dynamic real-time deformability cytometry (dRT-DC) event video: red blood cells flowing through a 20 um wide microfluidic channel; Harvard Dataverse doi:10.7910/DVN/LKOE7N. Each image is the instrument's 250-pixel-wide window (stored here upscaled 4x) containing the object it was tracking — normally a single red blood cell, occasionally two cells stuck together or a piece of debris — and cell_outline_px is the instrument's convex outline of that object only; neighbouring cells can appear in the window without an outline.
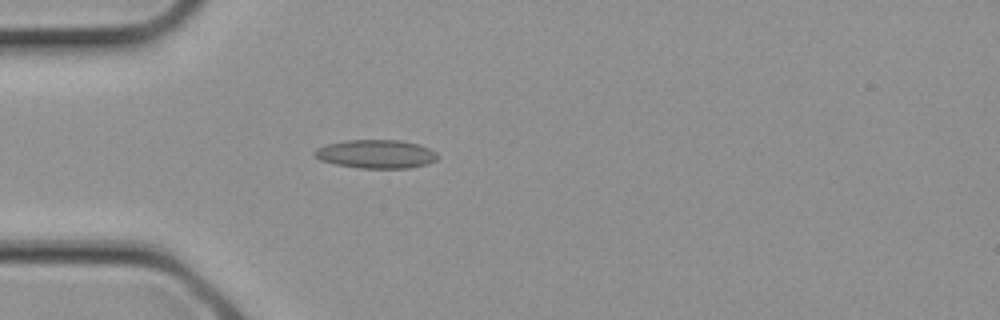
{"species": "common noctule bat (a hibernating species)", "species_latin": "Nyctalus noctula", "temperature_condition": "cold", "stored_images_in_passage": 16, "camera_frame_rate_fps": 3000, "um_per_image_px": 0.085, "animal": {"sex": "female", "body_mass_g": 21.9}, "frame": {"image": 1, "passage_image": 7, "time_ms": 2.0, "image_size_px": [1000, 320], "cell_outline_px": [[440, 156], [436, 160], [428, 164], [408, 168], [360, 168], [336, 164], [320, 160], [312, 152], [316, 148], [324, 144], [344, 140], [400, 140], [416, 144], [428, 148], [436, 152]], "centroid_in_image_um": [31.95, 13.09], "position_along_channel_um": 53.1, "area_um2": 20.58}}
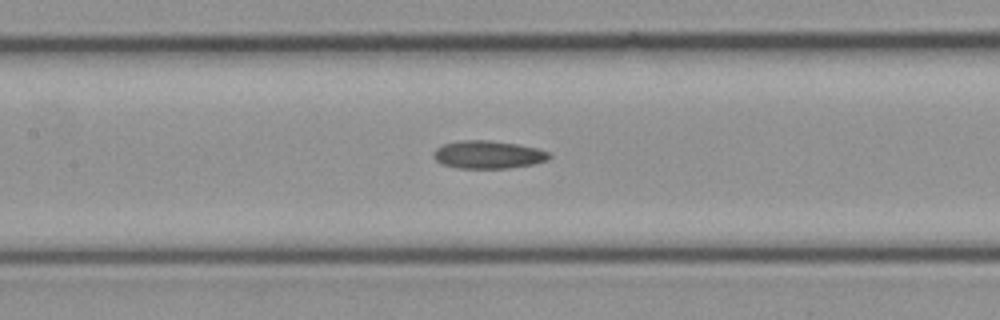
{"frame": {"image": 2, "passage_image": 12, "time_ms": 3.667, "image_size_px": [1000, 320], "cell_outline_px": [[552, 156], [548, 160], [532, 164], [508, 168], [456, 168], [440, 164], [432, 156], [432, 152], [436, 148], [444, 144], [460, 140], [488, 140], [516, 144], [536, 148], [548, 152]], "centroid_in_image_um": [41.44, 13.15], "position_along_channel_um": 166.0, "area_um2": 18.84}}
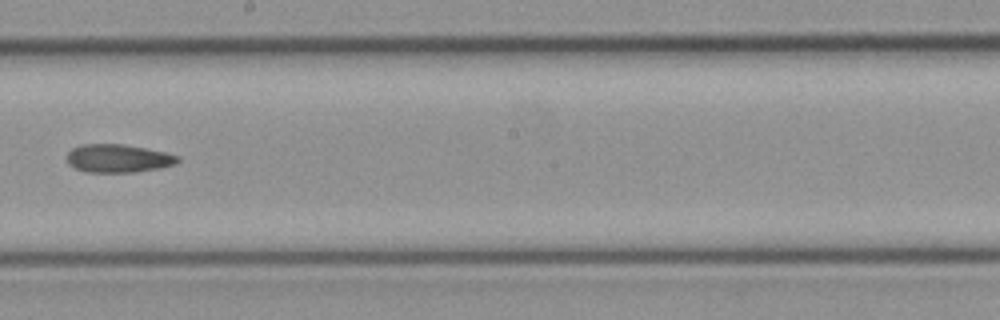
{"frame": {"image": 3, "passage_image": 15, "time_ms": 4.667, "image_size_px": [1000, 320], "cell_outline_px": [[180, 160], [176, 164], [160, 168], [136, 172], [84, 172], [68, 164], [64, 156], [72, 148], [80, 144], [124, 144], [164, 152], [180, 156]], "centroid_in_image_um": [10.01, 13.46], "position_along_channel_um": 238.2, "area_um2": 18.44}}